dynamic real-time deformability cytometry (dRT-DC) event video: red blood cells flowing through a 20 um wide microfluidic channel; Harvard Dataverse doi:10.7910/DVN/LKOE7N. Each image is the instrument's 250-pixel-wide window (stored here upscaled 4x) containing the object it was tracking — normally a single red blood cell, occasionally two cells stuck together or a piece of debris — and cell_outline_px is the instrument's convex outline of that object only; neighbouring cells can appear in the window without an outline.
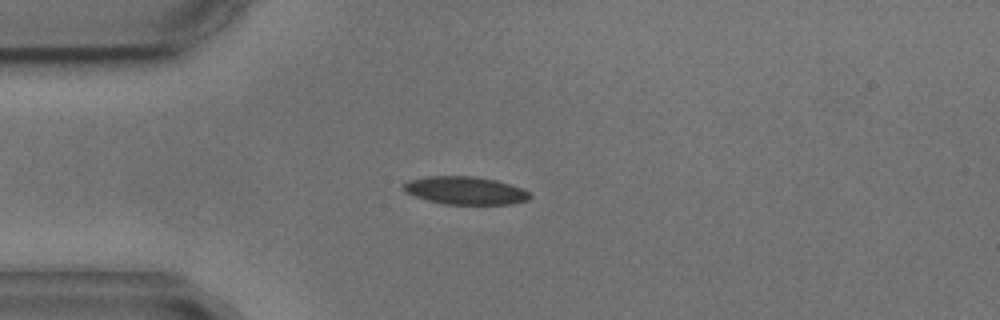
{"species": "common noctule bat (a hibernating species)", "species_latin": "Nyctalus noctula", "temperature_condition": "cold", "stored_images_in_passage": 2, "camera_frame_rate_fps": 3000, "um_per_image_px": 0.085, "animal": {"sex": "male", "body_mass_g": 17.9, "forearm_length_mm": 54.2}, "frame": {"image": 1, "passage_image": 2, "time_ms": 1.333, "image_size_px": [1000, 320], "cell_outline_px": [[532, 196], [528, 200], [512, 204], [444, 204], [428, 200], [404, 192], [404, 184], [408, 180], [428, 176], [476, 176], [496, 180], [520, 188], [528, 192]], "centroid_in_image_um": [39.54, 16.19], "position_along_channel_um": 45.5, "area_um2": 20.4}}